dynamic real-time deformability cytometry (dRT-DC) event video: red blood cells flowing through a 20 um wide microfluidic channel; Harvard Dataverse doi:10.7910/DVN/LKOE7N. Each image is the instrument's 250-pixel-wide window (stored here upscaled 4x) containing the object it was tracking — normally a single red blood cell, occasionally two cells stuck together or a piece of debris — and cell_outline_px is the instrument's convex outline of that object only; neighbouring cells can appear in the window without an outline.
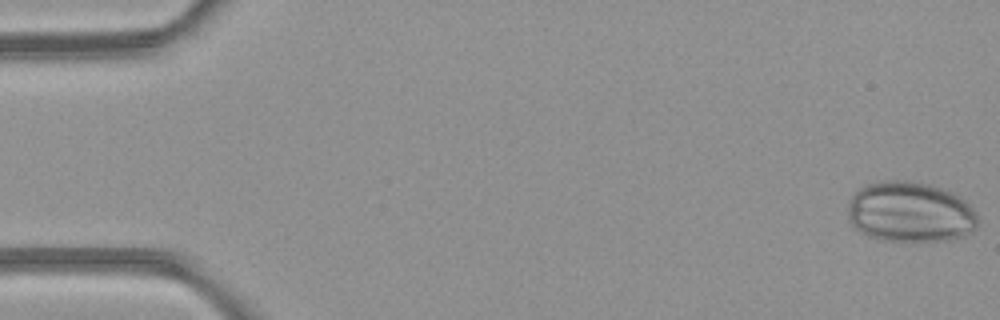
{"species": "common noctule bat (a hibernating species)", "species_latin": "Nyctalus noctula", "temperature_condition": "room temperature", "stored_images_in_passage": 5, "camera_frame_rate_fps": 3000, "um_per_image_px": 0.085, "animal": {"sex": "female", "body_mass_g": 21.9}, "frame": {"image": 1, "passage_image": 1, "time_ms": 0.0, "image_size_px": [1000, 320], "cell_outline_px": [[976, 228], [960, 236], [944, 240], [880, 240], [868, 236], [860, 232], [848, 220], [848, 204], [852, 196], [860, 188], [868, 184], [880, 180], [908, 180], [928, 184], [952, 192], [960, 196], [972, 208], [976, 216]], "centroid_in_image_um": [77.31, 18.0], "position_along_channel_um": 7.7, "area_um2": 45.49}}